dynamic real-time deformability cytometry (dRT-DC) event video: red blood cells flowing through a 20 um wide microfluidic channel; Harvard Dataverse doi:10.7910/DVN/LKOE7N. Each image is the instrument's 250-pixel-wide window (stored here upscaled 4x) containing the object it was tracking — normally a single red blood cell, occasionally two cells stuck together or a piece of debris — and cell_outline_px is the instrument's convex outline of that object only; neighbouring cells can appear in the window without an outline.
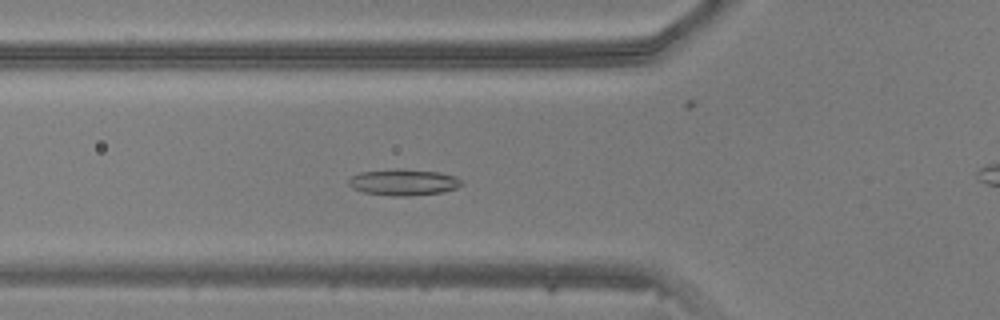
{"species": "common noctule bat (a hibernating species)", "species_latin": "Nyctalus noctula", "temperature_condition": "warm", "stored_images_in_passage": 49, "camera_frame_rate_fps": 3000, "um_per_image_px": 0.085, "animal": {"sex": "male", "body_mass_g": 20.5, "forearm_length_mm": 52.5}, "frame": {"image": 1, "passage_image": 17, "time_ms": 5.333, "image_size_px": [1000, 320], "cell_outline_px": [[464, 184], [456, 188], [444, 192], [408, 196], [392, 196], [364, 192], [352, 188], [348, 184], [348, 180], [352, 176], [360, 172], [400, 168], [404, 168], [440, 172], [456, 176]], "centroid_in_image_um": [34.32, 15.48], "position_along_channel_um": 91.5, "area_um2": 17.51}}
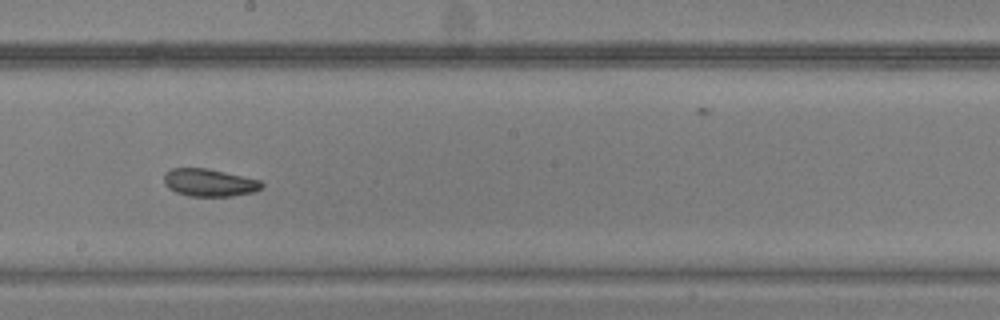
{"frame": {"image": 2, "passage_image": 27, "time_ms": 8.667, "image_size_px": [1000, 320], "cell_outline_px": [[264, 188], [256, 192], [232, 196], [188, 196], [176, 192], [168, 188], [164, 184], [164, 172], [172, 168], [208, 168], [260, 180], [264, 184]], "centroid_in_image_um": [17.81, 15.52], "position_along_channel_um": 230.4, "area_um2": 15.95}}
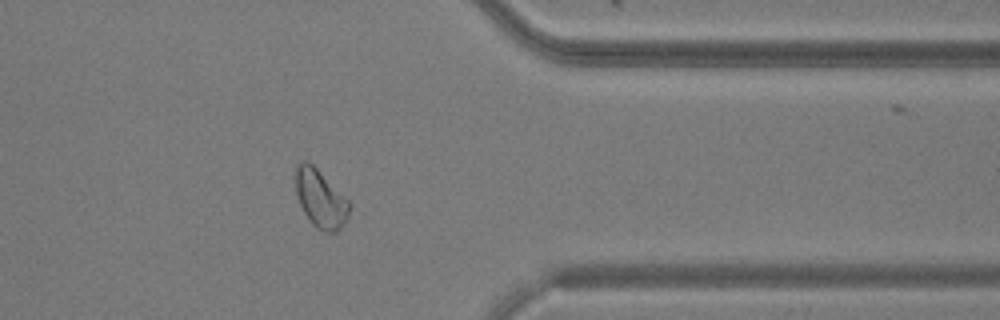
{"frame": {"image": 3, "passage_image": 39, "time_ms": 12.667, "image_size_px": [1000, 320], "cell_outline_px": [[352, 204], [348, 216], [344, 224], [336, 232], [328, 232], [316, 228], [312, 224], [304, 212], [300, 204], [296, 192], [296, 164], [300, 160], [308, 160]], "centroid_in_image_um": [27.24, 16.88], "position_along_channel_um": 384.2, "area_um2": 18.03}}